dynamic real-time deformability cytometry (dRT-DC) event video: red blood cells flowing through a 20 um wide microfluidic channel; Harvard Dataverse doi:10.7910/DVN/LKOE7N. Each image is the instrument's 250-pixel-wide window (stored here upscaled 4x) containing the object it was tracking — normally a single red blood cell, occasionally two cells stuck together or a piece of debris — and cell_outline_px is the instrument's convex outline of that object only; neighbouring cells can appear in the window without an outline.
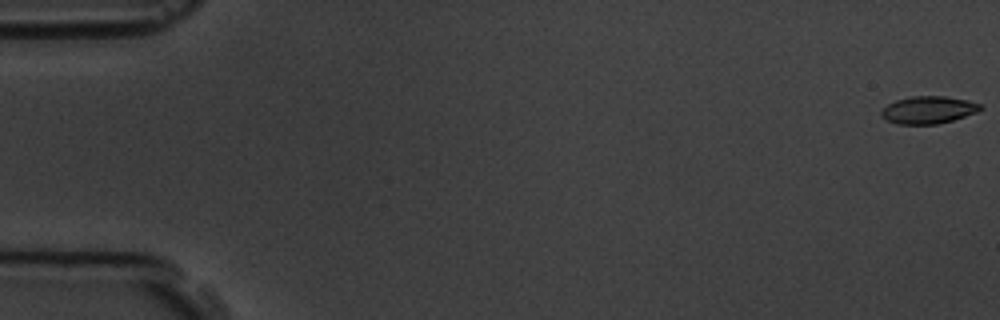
{"species": "common noctule bat (a hibernating species)", "species_latin": "Nyctalus noctula", "temperature_condition": "room temperature", "stored_images_in_passage": 5, "camera_frame_rate_fps": 3000, "um_per_image_px": 0.085, "animal": {"sex": "male", "body_mass_g": 19.5, "forearm_length_mm": 54.6}, "frame": {"image": 1, "passage_image": 1, "time_ms": 0.0, "image_size_px": [1000, 320], "cell_outline_px": [[984, 108], [976, 112], [952, 120], [936, 124], [896, 124], [880, 116], [880, 112], [888, 104], [896, 100], [912, 96], [944, 96], [968, 100], [980, 104]], "centroid_in_image_um": [78.9, 9.34], "position_along_channel_um": 6.1, "area_um2": 15.72}}